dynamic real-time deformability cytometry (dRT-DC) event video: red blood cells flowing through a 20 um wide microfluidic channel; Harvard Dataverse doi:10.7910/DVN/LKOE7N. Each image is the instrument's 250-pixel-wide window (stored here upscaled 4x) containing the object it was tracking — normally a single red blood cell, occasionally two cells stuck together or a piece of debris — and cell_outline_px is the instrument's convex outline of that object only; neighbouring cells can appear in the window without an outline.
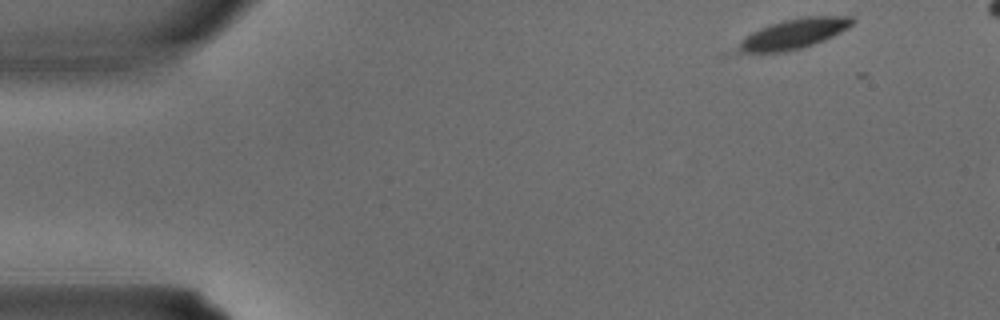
{"species": "common noctule bat (a hibernating species)", "species_latin": "Nyctalus noctula", "temperature_condition": "warm", "stored_images_in_passage": 2, "camera_frame_rate_fps": 3000, "um_per_image_px": 0.085, "animal": {"sex": "male", "body_mass_g": 15.6}, "frame": {"image": 1, "passage_image": 1, "time_ms": 0.0, "image_size_px": [1000, 320], "cell_outline_px": [[856, 20], [852, 24], [840, 32], [824, 40], [800, 48], [780, 52], [720, 56], [716, 52], [752, 32], [768, 24], [784, 20], [804, 16], [852, 16]], "centroid_in_image_um": [67.01, 2.98], "position_along_channel_um": 18.0, "area_um2": 21.68}}